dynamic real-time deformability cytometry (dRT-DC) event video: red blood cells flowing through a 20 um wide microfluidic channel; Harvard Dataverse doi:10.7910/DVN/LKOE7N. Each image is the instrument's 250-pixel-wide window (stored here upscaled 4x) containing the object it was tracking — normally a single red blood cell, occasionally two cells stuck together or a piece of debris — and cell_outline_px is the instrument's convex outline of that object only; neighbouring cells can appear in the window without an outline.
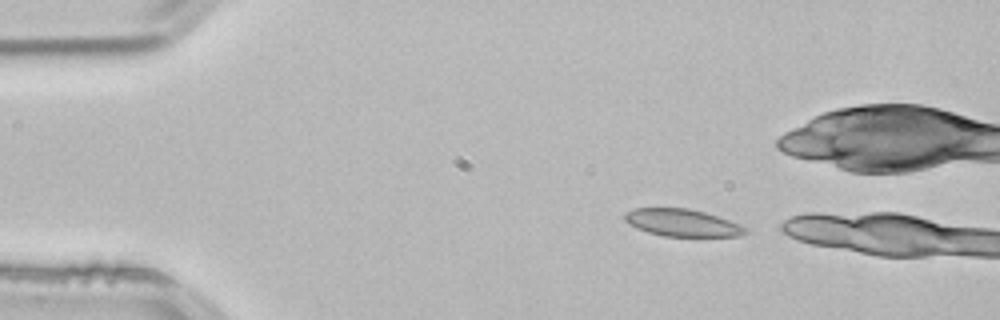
{"species": "common noctule bat (a hibernating species)", "species_latin": "Nyctalus noctula", "temperature_condition": "room temperature", "stored_images_in_passage": 2, "camera_frame_rate_fps": 3000, "um_per_image_px": 0.085, "animal": {"sex": "male", "body_mass_g": 21.5, "forearm_length_mm": 52.0}, "frame": {"image": 1, "passage_image": 1, "time_ms": 0.0, "image_size_px": [1000, 320], "cell_outline_px": [[748, 232], [740, 236], [664, 236], [648, 232], [636, 228], [628, 224], [624, 220], [624, 212], [632, 208], [688, 208], [704, 212], [728, 220], [744, 228]], "centroid_in_image_um": [57.9, 18.93], "position_along_channel_um": 27.1, "area_um2": 19.02}}